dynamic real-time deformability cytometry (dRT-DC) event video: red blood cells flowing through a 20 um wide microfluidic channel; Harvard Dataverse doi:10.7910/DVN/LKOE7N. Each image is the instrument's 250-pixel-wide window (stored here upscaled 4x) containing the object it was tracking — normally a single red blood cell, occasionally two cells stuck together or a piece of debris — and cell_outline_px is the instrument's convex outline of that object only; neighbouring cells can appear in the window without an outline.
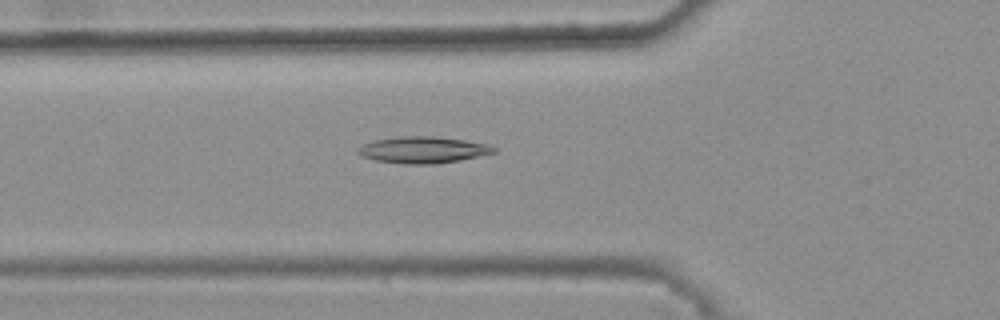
{"species": "common noctule bat (a hibernating species)", "species_latin": "Nyctalus noctula", "temperature_condition": "warm", "stored_images_in_passage": 41, "camera_frame_rate_fps": 3000, "um_per_image_px": 0.085, "animal": {"sex": "female", "body_mass_g": 25.1}, "frame": {"image": 1, "passage_image": 13, "time_ms": 4.0, "image_size_px": [1000, 320], "cell_outline_px": [[500, 148], [496, 152], [460, 160], [436, 164], [404, 164], [376, 160], [360, 156], [356, 152], [356, 148], [372, 140], [400, 136], [432, 136], [464, 140], [488, 144]], "centroid_in_image_um": [35.95, 12.74], "position_along_channel_um": 89.9, "area_um2": 21.21}}
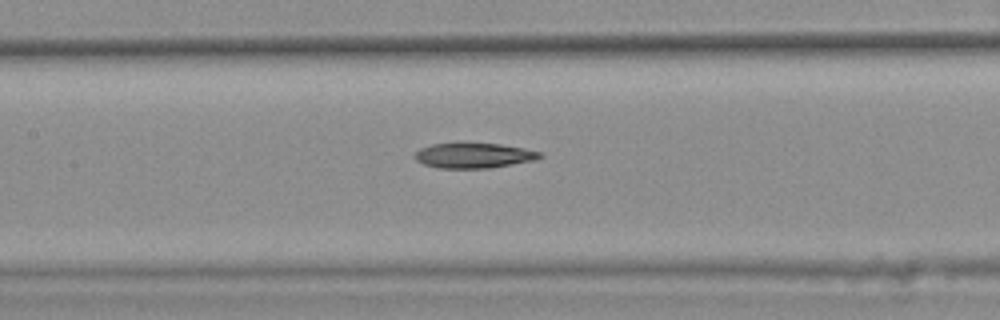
{"frame": {"image": 2, "passage_image": 19, "time_ms": 6.0, "image_size_px": [1000, 320], "cell_outline_px": [[544, 156], [536, 160], [488, 168], [436, 168], [424, 164], [416, 160], [416, 152], [420, 148], [432, 144], [500, 144], [524, 148], [540, 152]], "centroid_in_image_um": [40.3, 13.23], "position_along_channel_um": 167.1, "area_um2": 18.03}}
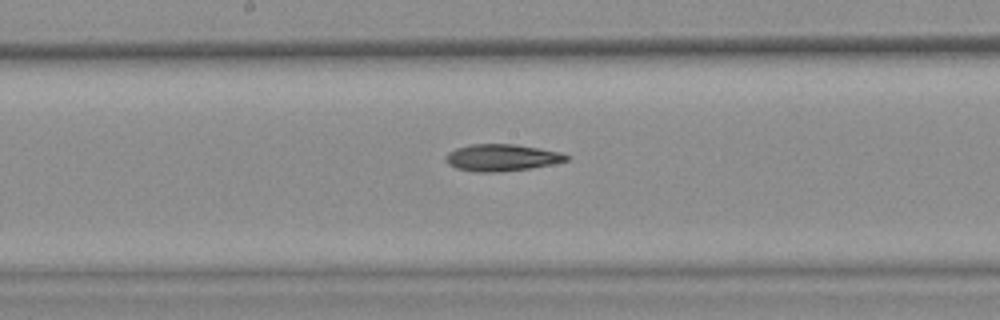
{"frame": {"image": 3, "passage_image": 22, "time_ms": 7.0, "image_size_px": [1000, 320], "cell_outline_px": [[568, 160], [528, 168], [500, 172], [472, 172], [456, 168], [448, 164], [444, 160], [444, 156], [448, 152], [456, 148], [472, 144], [516, 144], [540, 148], [560, 152], [568, 156]], "centroid_in_image_um": [42.57, 13.39], "position_along_channel_um": 205.6, "area_um2": 18.84}}